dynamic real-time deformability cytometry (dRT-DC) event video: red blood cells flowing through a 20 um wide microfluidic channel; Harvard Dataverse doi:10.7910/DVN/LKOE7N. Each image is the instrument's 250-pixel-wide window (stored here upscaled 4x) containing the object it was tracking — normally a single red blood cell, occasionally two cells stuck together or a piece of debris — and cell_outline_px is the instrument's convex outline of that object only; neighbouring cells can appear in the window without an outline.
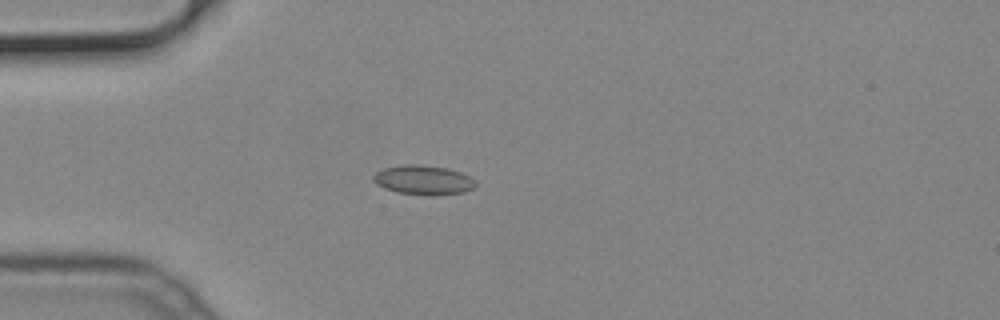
{"species": "common noctule bat (a hibernating species)", "species_latin": "Nyctalus noctula", "temperature_condition": "cold", "stored_images_in_passage": 40, "camera_frame_rate_fps": 3000, "um_per_image_px": 0.085, "animal": {"sex": "male", "body_mass_g": 19.2, "forearm_length_mm": 51.8}, "frame": {"image": 1, "passage_image": 5, "time_ms": 1.333, "image_size_px": [1000, 320], "cell_outline_px": [[476, 188], [464, 192], [432, 196], [428, 196], [396, 192], [384, 188], [376, 184], [372, 180], [372, 176], [376, 172], [384, 168], [404, 164], [416, 164], [448, 168], [460, 172], [476, 180]], "centroid_in_image_um": [35.99, 15.31], "position_along_channel_um": 49.0, "area_um2": 17.8}}
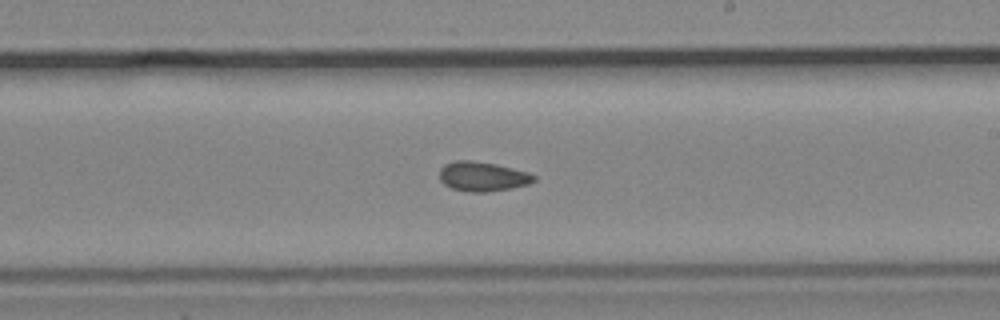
{"frame": {"image": 2, "passage_image": 21, "time_ms": 6.667, "image_size_px": [1000, 320], "cell_outline_px": [[536, 180], [528, 184], [512, 188], [488, 192], [468, 192], [452, 188], [444, 184], [440, 180], [440, 168], [444, 164], [456, 160], [472, 160], [496, 164], [528, 172], [536, 176]], "centroid_in_image_um": [41.01, 15.0], "position_along_channel_um": 248.0, "area_um2": 16.36}}
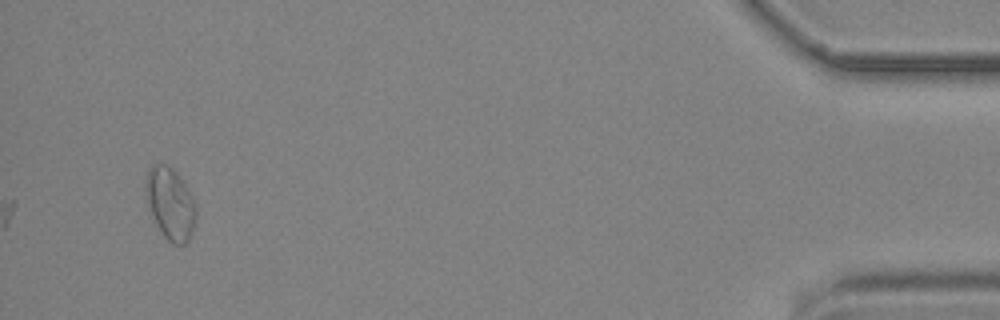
{"frame": {"image": 3, "passage_image": 40, "time_ms": 13.0, "image_size_px": [1000, 320], "cell_outline_px": [[196, 216], [188, 240], [184, 244], [172, 244], [164, 236], [156, 224], [148, 208], [144, 196], [144, 180], [148, 168], [152, 164], [168, 164], [176, 172], [192, 196], [196, 204]], "centroid_in_image_um": [14.42, 17.26], "position_along_channel_um": 420.8, "area_um2": 21.27}}